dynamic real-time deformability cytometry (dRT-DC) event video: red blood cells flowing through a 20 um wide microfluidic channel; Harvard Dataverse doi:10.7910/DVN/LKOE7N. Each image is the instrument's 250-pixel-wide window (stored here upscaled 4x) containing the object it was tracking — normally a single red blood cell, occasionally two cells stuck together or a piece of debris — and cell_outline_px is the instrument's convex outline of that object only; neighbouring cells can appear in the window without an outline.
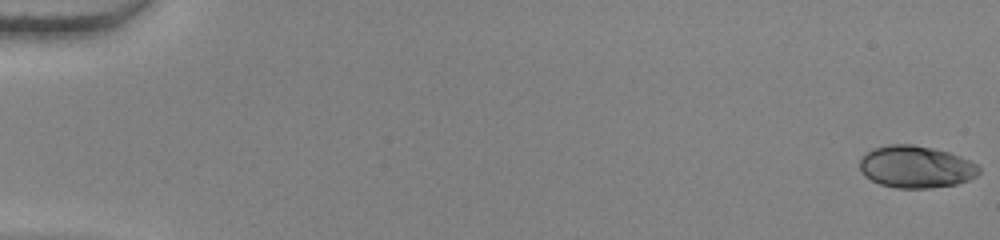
{"species": "human", "species_latin": "Homo sapiens", "temperature_condition": "warm", "stored_images_in_passage": 9, "camera_frame_rate_fps": 3000, "um_per_image_px": 0.085, "donor": {"sex": "female"}, "frame": {"image": 1, "passage_image": 1, "time_ms": 0.0, "image_size_px": [1000, 240], "cell_outline_px": [[980, 172], [976, 176], [968, 180], [956, 184], [932, 188], [896, 188], [880, 184], [864, 176], [860, 172], [860, 156], [872, 148], [888, 144], [912, 144], [932, 148], [948, 152], [960, 156], [976, 164], [980, 168]], "centroid_in_image_um": [77.82, 14.18], "position_along_channel_um": 7.2, "area_um2": 29.48}}